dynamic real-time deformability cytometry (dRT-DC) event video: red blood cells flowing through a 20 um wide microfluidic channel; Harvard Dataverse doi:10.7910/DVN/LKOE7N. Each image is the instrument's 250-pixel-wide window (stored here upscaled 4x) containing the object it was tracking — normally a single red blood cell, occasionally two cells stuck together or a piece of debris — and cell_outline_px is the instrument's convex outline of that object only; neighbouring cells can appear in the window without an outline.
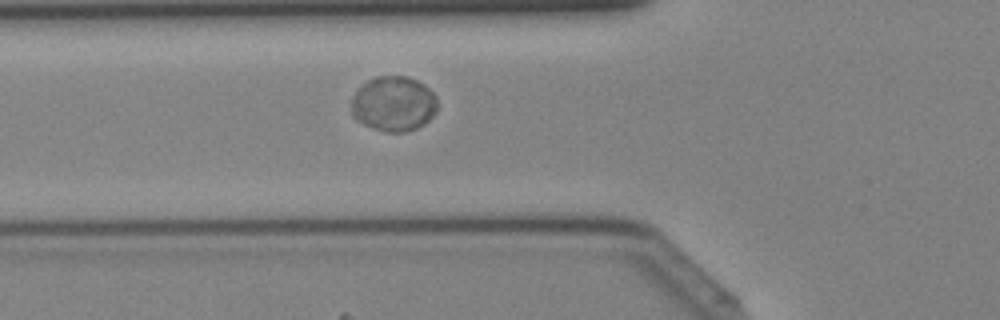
{"species": "Egyptian fruit bat (a non-hibernating species)", "species_latin": "Rousettus aegyptiacus", "temperature_condition": "cold", "stored_images_in_passage": 25, "camera_frame_rate_fps": 3000, "um_per_image_px": 0.085, "animal": {"sex": "female"}, "frame": {"image": 1, "passage_image": 3, "time_ms": 0.667, "image_size_px": [1000, 320], "cell_outline_px": [[436, 112], [424, 124], [416, 128], [404, 132], [388, 132], [372, 128], [356, 120], [352, 116], [352, 96], [356, 88], [360, 84], [376, 76], [408, 76], [424, 84], [436, 96]], "centroid_in_image_um": [33.42, 8.81], "position_along_channel_um": 92.4, "area_um2": 27.8}}
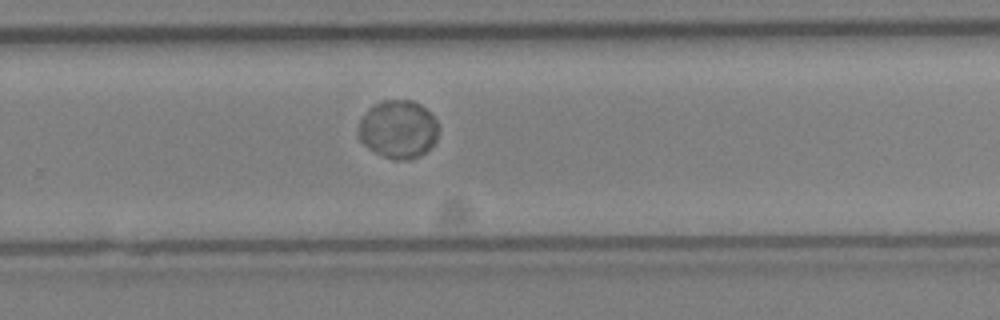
{"frame": {"image": 2, "passage_image": 16, "time_ms": 5.0, "image_size_px": [1000, 320], "cell_outline_px": [[436, 140], [420, 156], [408, 160], [392, 160], [368, 148], [360, 140], [360, 120], [368, 108], [384, 100], [412, 100], [420, 104], [436, 120]], "centroid_in_image_um": [33.83, 10.99], "position_along_channel_um": 296.0, "area_um2": 26.65}}
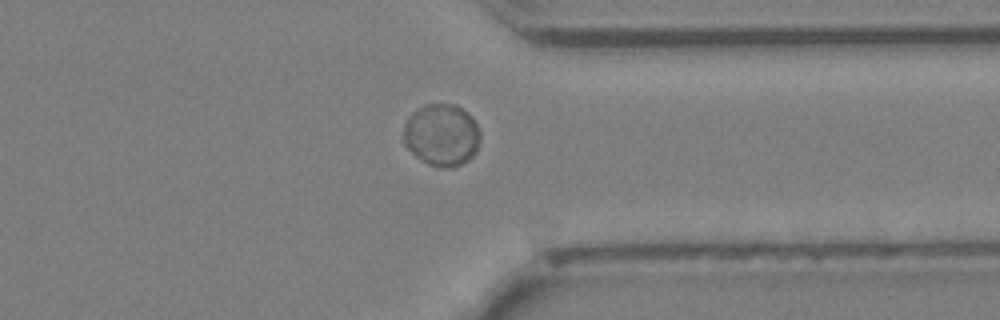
{"frame": {"image": 3, "passage_image": 21, "time_ms": 6.667, "image_size_px": [1000, 320], "cell_outline_px": [[480, 140], [476, 152], [468, 160], [452, 168], [436, 168], [428, 164], [416, 156], [404, 144], [404, 124], [416, 108], [424, 104], [456, 104], [468, 112], [472, 116], [480, 132]], "centroid_in_image_um": [37.55, 11.47], "position_along_channel_um": 373.8, "area_um2": 28.03}}